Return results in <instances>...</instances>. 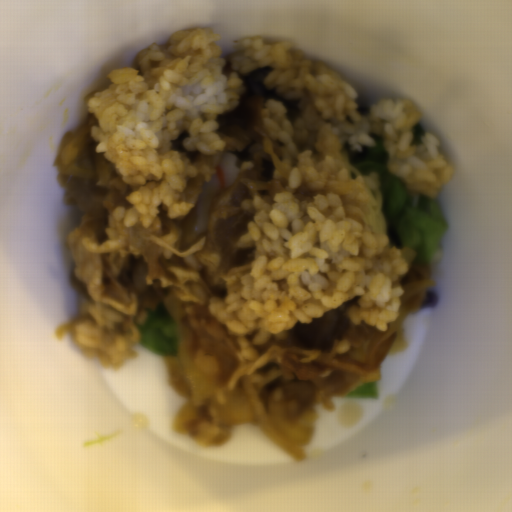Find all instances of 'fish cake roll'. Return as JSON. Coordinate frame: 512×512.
<instances>
[{
	"instance_id": "14b837c1",
	"label": "fish cake roll",
	"mask_w": 512,
	"mask_h": 512,
	"mask_svg": "<svg viewBox=\"0 0 512 512\" xmlns=\"http://www.w3.org/2000/svg\"><path fill=\"white\" fill-rule=\"evenodd\" d=\"M236 160V154L226 151L215 166V174L208 182H203L195 213L194 234L196 237L202 236L207 229L210 207L214 197L235 181L240 171Z\"/></svg>"
}]
</instances>
